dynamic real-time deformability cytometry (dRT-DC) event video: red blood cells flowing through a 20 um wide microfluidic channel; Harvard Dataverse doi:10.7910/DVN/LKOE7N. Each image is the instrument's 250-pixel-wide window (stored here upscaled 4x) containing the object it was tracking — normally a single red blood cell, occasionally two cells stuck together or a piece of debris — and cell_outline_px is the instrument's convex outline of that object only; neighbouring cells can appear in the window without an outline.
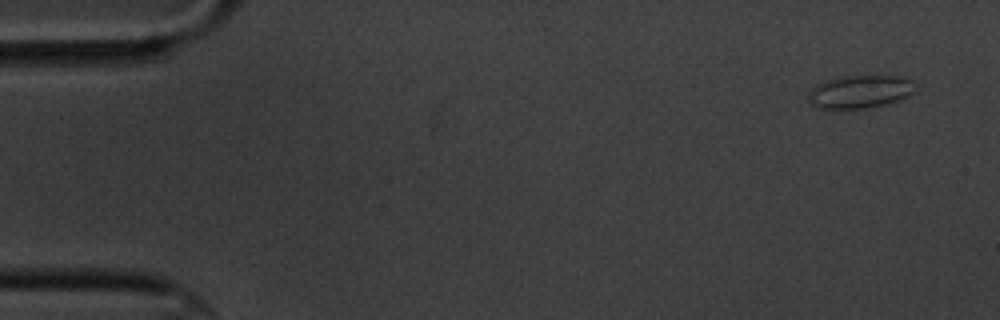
{"species": "common noctule bat (a hibernating species)", "species_latin": "Nyctalus noctula", "temperature_condition": "cold", "stored_images_in_passage": 4, "segment_of_instrument_passage": [1, 2], "camera_frame_rate_fps": 3000, "um_per_image_px": 0.085, "animal": {"sex": "male", "body_mass_g": 20.1, "forearm_length_mm": 53.5}, "frame": {"image": 1, "passage_image": 1, "time_ms": 0.0, "image_size_px": [1000, 320], "cell_outline_px": [[916, 92], [900, 100], [888, 104], [864, 108], [816, 108], [808, 100], [808, 92], [816, 84], [824, 80], [840, 76], [900, 76], [912, 80], [916, 88]], "centroid_in_image_um": [73.11, 7.79], "position_along_channel_um": 11.9, "area_um2": 20.81}}